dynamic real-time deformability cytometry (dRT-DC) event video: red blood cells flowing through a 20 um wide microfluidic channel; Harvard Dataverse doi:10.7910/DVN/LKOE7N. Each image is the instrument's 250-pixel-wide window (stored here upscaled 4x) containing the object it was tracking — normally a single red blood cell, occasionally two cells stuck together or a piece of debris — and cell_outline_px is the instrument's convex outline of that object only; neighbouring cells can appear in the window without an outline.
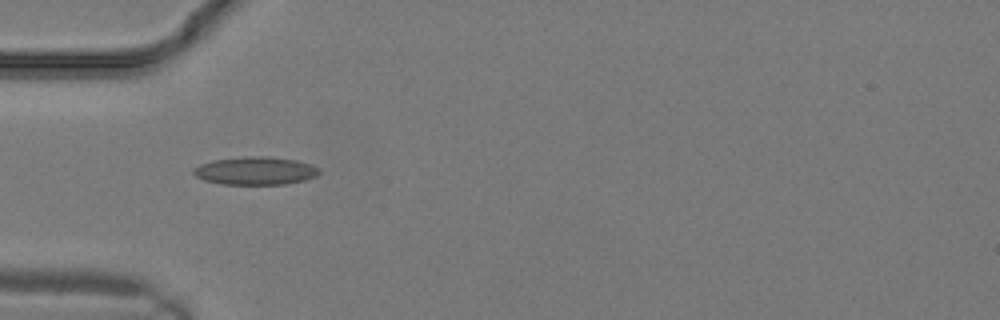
{"species": "common noctule bat (a hibernating species)", "species_latin": "Nyctalus noctula", "temperature_condition": "warm", "stored_images_in_passage": 7, "camera_frame_rate_fps": 3000, "um_per_image_px": 0.085, "animal": {"sex": "male", "body_mass_g": 19.2, "forearm_length_mm": 51.8}, "frame": {"image": 1, "passage_image": 1, "time_ms": 0.0, "image_size_px": [1000, 320], "cell_outline_px": [[320, 172], [316, 176], [304, 180], [284, 184], [220, 184], [204, 180], [196, 176], [192, 172], [192, 168], [200, 164], [212, 160], [244, 156], [268, 156], [296, 160], [308, 164], [316, 168]], "centroid_in_image_um": [21.64, 14.51], "position_along_channel_um": 63.4, "area_um2": 20.46}}
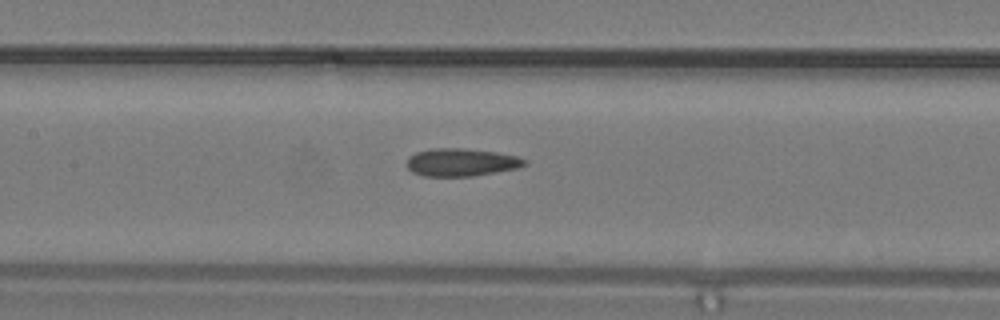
{"frame": {"image": 2, "passage_image": 5, "time_ms": 1.333, "image_size_px": [1000, 320], "cell_outline_px": [[528, 164], [520, 168], [472, 176], [424, 176], [412, 172], [404, 164], [408, 156], [416, 152], [432, 148], [460, 148], [496, 152], [516, 156], [528, 160]], "centroid_in_image_um": [39.19, 13.79], "position_along_channel_um": 168.2, "area_um2": 19.31}}
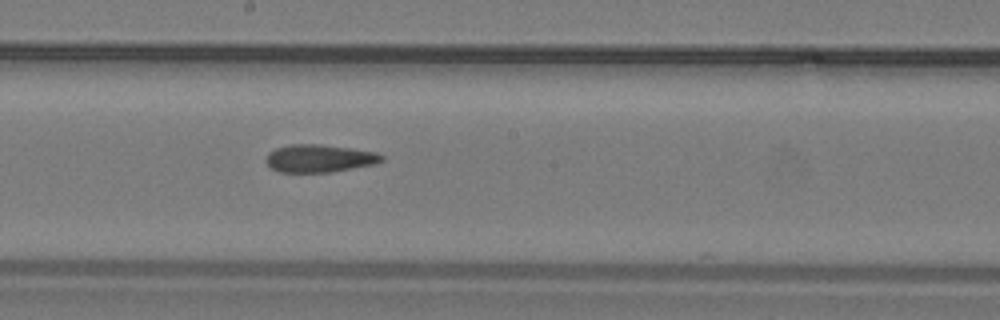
{"frame": {"image": 3, "passage_image": 7, "time_ms": 2.0, "image_size_px": [1000, 320], "cell_outline_px": [[384, 160], [376, 164], [332, 172], [280, 172], [272, 168], [264, 160], [268, 152], [276, 148], [292, 144], [320, 144], [352, 148], [376, 152], [384, 156]], "centroid_in_image_um": [27.16, 13.46], "position_along_channel_um": 221.0, "area_um2": 18.84}}